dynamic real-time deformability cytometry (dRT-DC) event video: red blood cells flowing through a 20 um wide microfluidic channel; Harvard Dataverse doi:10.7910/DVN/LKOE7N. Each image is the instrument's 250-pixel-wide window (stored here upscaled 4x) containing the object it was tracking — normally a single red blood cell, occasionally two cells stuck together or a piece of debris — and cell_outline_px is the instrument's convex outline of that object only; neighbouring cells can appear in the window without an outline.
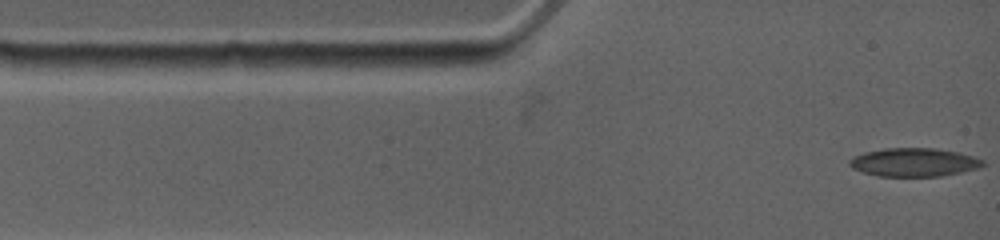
{"species": "common noctule bat (a hibernating species)", "species_latin": "Nyctalus noctula", "temperature_condition": "warm", "stored_images_in_passage": 10, "camera_frame_rate_fps": 4500, "um_per_image_px": 0.085, "animal": {"sex": "female", "body_mass_g": 19.0, "forearm_length_mm": 53.3}, "frame": {"image": 1, "passage_image": 1, "time_ms": 0.0, "image_size_px": [1000, 240], "cell_outline_px": [[984, 164], [980, 168], [940, 176], [876, 176], [860, 172], [852, 168], [848, 164], [848, 160], [852, 156], [864, 152], [884, 148], [932, 148], [960, 152], [984, 160]], "centroid_in_image_um": [77.64, 13.79], "position_along_channel_um": 7.4, "area_um2": 22.31}}
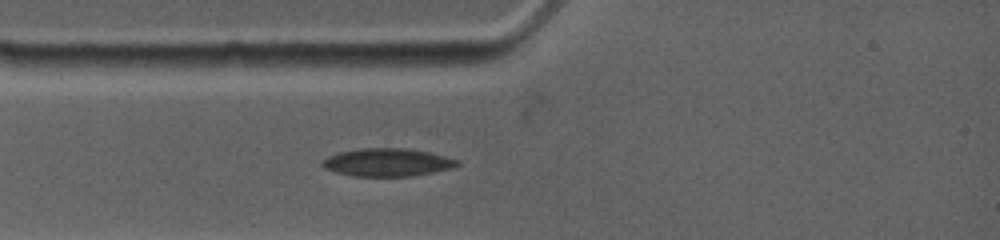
{"frame": {"image": 2, "passage_image": 6, "time_ms": 2.222, "image_size_px": [1000, 240], "cell_outline_px": [[460, 164], [452, 168], [412, 176], [352, 176], [336, 172], [324, 168], [320, 164], [328, 156], [340, 152], [356, 148], [408, 148], [428, 152], [460, 160]], "centroid_in_image_um": [32.92, 13.79], "position_along_channel_um": 52.1, "area_um2": 21.96}}
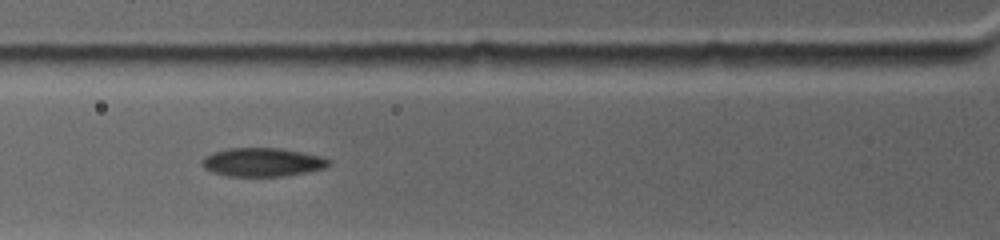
{"frame": {"image": 3, "passage_image": 9, "time_ms": 3.556, "image_size_px": [1000, 240], "cell_outline_px": [[332, 164], [324, 168], [284, 176], [228, 176], [212, 172], [204, 168], [200, 164], [200, 160], [204, 156], [212, 152], [228, 148], [280, 148], [320, 156], [332, 160]], "centroid_in_image_um": [22.26, 13.78], "position_along_channel_um": 103.5, "area_um2": 21.21}}